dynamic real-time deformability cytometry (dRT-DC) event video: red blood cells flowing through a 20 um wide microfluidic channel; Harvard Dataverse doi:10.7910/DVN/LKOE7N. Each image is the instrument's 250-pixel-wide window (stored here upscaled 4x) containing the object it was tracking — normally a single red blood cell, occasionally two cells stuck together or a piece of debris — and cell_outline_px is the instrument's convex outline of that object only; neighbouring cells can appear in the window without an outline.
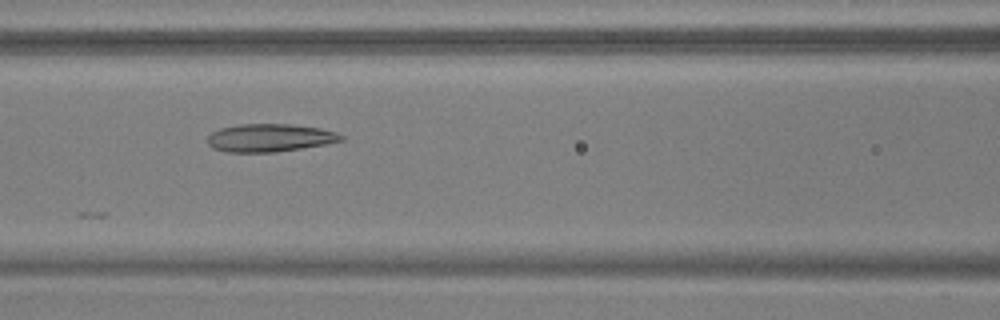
{"species": "common noctule bat (a hibernating species)", "species_latin": "Nyctalus noctula", "temperature_condition": "warm", "stored_images_in_passage": 23, "camera_frame_rate_fps": 3000, "um_per_image_px": 0.085, "animal": {"sex": "male", "body_mass_g": 17.9, "forearm_length_mm": 54.2}, "frame": {"image": 1, "passage_image": 7, "time_ms": 2.0, "image_size_px": [1000, 320], "cell_outline_px": [[344, 140], [324, 144], [276, 152], [228, 152], [212, 148], [208, 144], [208, 136], [212, 132], [220, 128], [240, 124], [288, 124], [320, 128], [336, 132], [344, 136]], "centroid_in_image_um": [22.91, 11.71], "position_along_channel_um": 143.7, "area_um2": 21.62}}
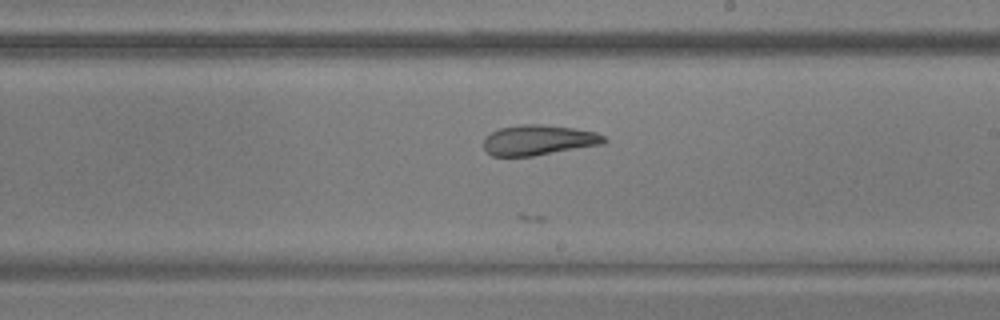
{"frame": {"image": 2, "passage_image": 15, "time_ms": 4.667, "image_size_px": [1000, 320], "cell_outline_px": [[608, 140], [604, 144], [532, 156], [492, 156], [484, 148], [484, 136], [500, 128], [524, 124], [544, 124], [572, 128], [596, 132], [604, 136]], "centroid_in_image_um": [45.79, 11.9], "position_along_channel_um": 243.2, "area_um2": 21.21}}
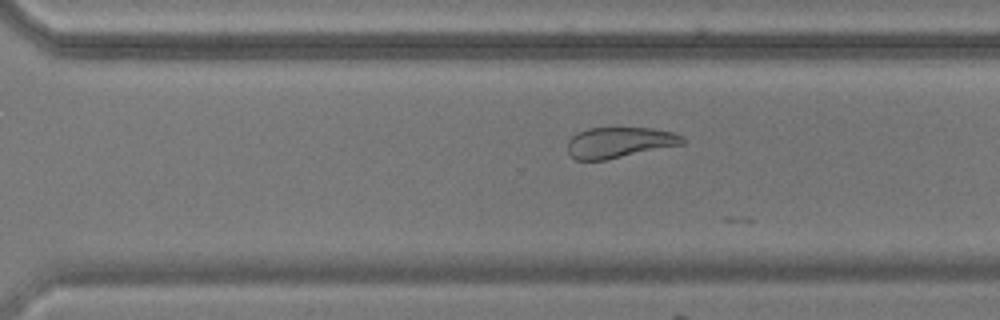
{"frame": {"image": 3, "passage_image": 21, "time_ms": 6.667, "image_size_px": [1000, 320], "cell_outline_px": [[684, 144], [604, 160], [576, 160], [568, 152], [568, 140], [576, 132], [588, 128], [652, 128], [672, 132], [684, 136]], "centroid_in_image_um": [52.64, 12.1], "position_along_channel_um": 318.0, "area_um2": 20.52}}